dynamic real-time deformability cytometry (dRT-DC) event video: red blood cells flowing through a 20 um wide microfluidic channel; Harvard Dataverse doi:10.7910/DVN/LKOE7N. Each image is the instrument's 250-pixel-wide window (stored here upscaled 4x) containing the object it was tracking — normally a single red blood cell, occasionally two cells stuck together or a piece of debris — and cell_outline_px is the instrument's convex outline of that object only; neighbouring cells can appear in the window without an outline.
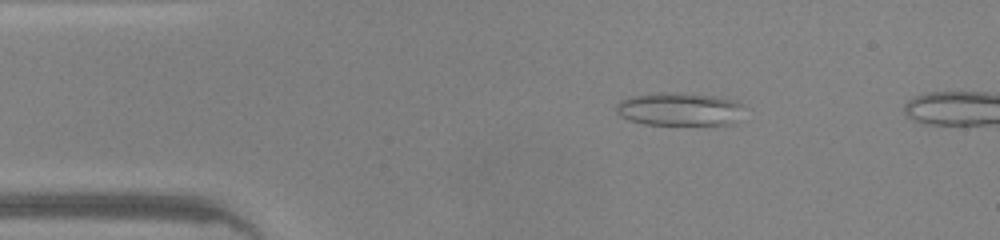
{"species": "common noctule bat (a hibernating species)", "species_latin": "Nyctalus noctula", "temperature_condition": "warm", "stored_images_in_passage": 42, "camera_frame_rate_fps": 3000, "um_per_image_px": 0.085, "animal": {"sex": "male", "body_mass_g": 20.0, "forearm_length_mm": 53.3}, "frame": {"image": 1, "passage_image": 7, "time_ms": 2.0, "image_size_px": [1000, 240], "cell_outline_px": [[740, 104], [736, 124], [644, 124], [628, 120], [620, 116], [616, 112], [616, 104], [632, 96], [712, 96], [732, 100]], "centroid_in_image_um": [57.71, 9.35], "position_along_channel_um": 27.3, "area_um2": 22.83}}
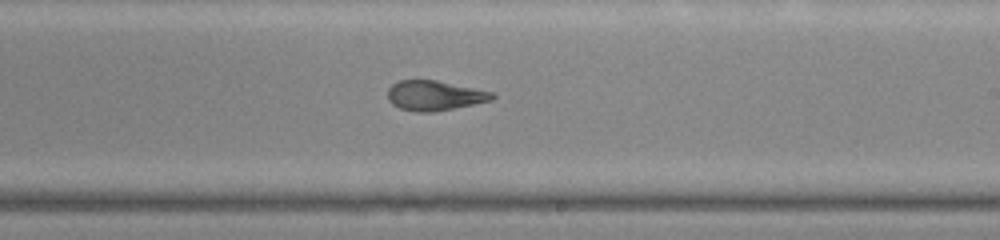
{"frame": {"image": 2, "passage_image": 26, "time_ms": 8.333, "image_size_px": [1000, 240], "cell_outline_px": [[496, 96], [492, 100], [432, 112], [416, 112], [400, 108], [392, 104], [388, 100], [388, 88], [392, 84], [400, 80], [436, 80], [492, 92]], "centroid_in_image_um": [36.9, 8.12], "position_along_channel_um": 252.1, "area_um2": 17.98}}
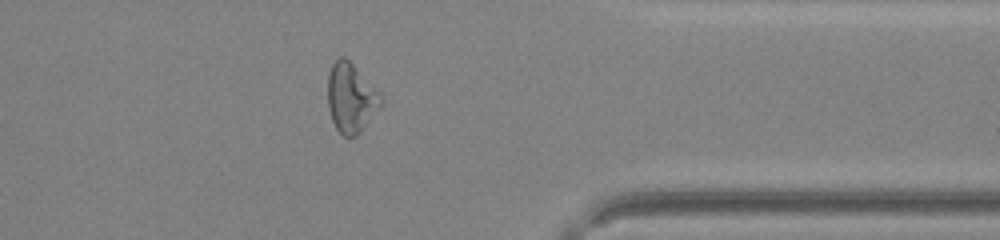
{"frame": {"image": 3, "passage_image": 36, "time_ms": 11.667, "image_size_px": [1000, 240], "cell_outline_px": [[380, 104], [360, 132], [356, 136], [344, 136], [336, 128], [332, 120], [328, 108], [328, 72], [332, 64], [340, 56], [344, 56], [352, 64], [380, 96]], "centroid_in_image_um": [29.75, 8.32], "position_along_channel_um": 381.7, "area_um2": 20.52}}